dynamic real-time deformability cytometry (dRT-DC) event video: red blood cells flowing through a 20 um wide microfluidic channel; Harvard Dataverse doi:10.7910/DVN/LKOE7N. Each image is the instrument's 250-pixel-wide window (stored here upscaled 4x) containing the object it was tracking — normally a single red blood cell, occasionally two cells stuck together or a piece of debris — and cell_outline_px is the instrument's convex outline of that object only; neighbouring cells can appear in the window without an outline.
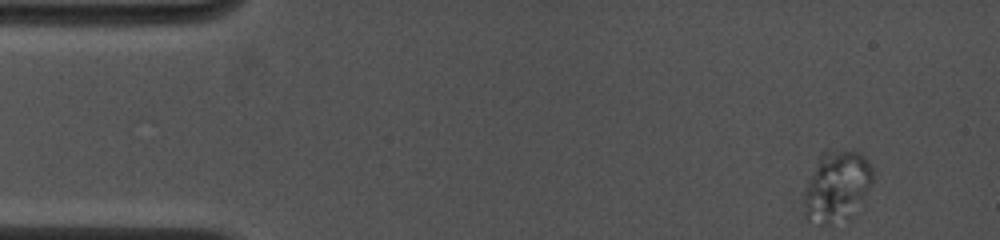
{"species": "common noctule bat (a hibernating species)", "species_latin": "Nyctalus noctula", "temperature_condition": "cold", "stored_images_in_passage": 68, "camera_frame_rate_fps": 4500, "um_per_image_px": 0.085, "animal": {"sex": "female", "body_mass_g": 19.0, "forearm_length_mm": 53.3}, "frame": {"image": 1, "passage_image": 1, "time_ms": 0.0, "image_size_px": [1000, 240], "cell_outline_px": [[872, 180], [868, 188], [848, 220], [828, 224], [820, 224], [808, 220], [804, 216], [804, 192], [820, 152], [824, 148], [828, 148], [860, 152], [864, 156], [872, 168]], "centroid_in_image_um": [71.09, 15.8], "position_along_channel_um": 13.9, "area_um2": 28.38}}
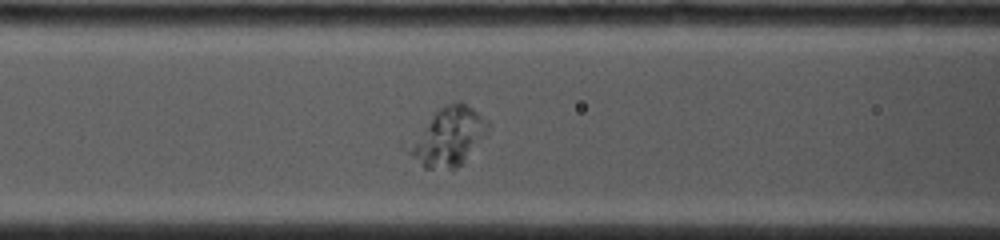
{"frame": {"image": 2, "passage_image": 22, "time_ms": 5.111, "image_size_px": [1000, 240], "cell_outline_px": [[488, 132], [464, 164], [456, 168], [424, 168], [412, 156], [408, 144], [432, 116], [440, 108], [448, 104], [460, 100], [472, 108], [488, 120]], "centroid_in_image_um": [38.18, 11.63], "position_along_channel_um": 128.4, "area_um2": 26.3}}
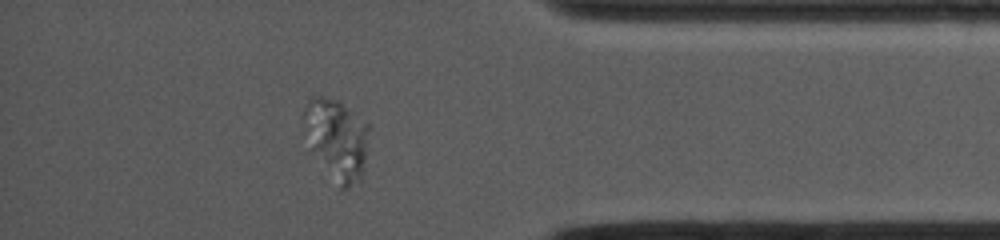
{"frame": {"image": 3, "passage_image": 59, "time_ms": 12.444, "image_size_px": [1000, 240], "cell_outline_px": [[368, 128], [364, 160], [360, 176], [348, 188], [340, 188], [312, 148], [304, 116], [304, 108], [308, 100], [312, 96], [320, 96], [340, 100], [352, 108], [368, 124]], "centroid_in_image_um": [28.65, 11.71], "position_along_channel_um": 406.6, "area_um2": 29.3}}